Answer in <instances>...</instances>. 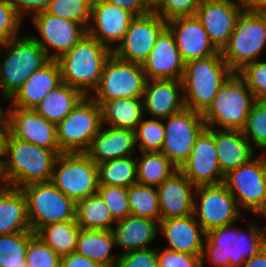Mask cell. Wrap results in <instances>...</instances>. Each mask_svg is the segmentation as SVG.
Here are the masks:
<instances>
[{
    "instance_id": "1",
    "label": "cell",
    "mask_w": 266,
    "mask_h": 267,
    "mask_svg": "<svg viewBox=\"0 0 266 267\" xmlns=\"http://www.w3.org/2000/svg\"><path fill=\"white\" fill-rule=\"evenodd\" d=\"M57 156L55 151L14 138L8 132L0 160L4 186L21 189L51 181Z\"/></svg>"
},
{
    "instance_id": "2",
    "label": "cell",
    "mask_w": 266,
    "mask_h": 267,
    "mask_svg": "<svg viewBox=\"0 0 266 267\" xmlns=\"http://www.w3.org/2000/svg\"><path fill=\"white\" fill-rule=\"evenodd\" d=\"M232 225L217 227L205 232L201 267L204 258L215 267H242L246 260L266 246V226L262 229L250 222L249 233Z\"/></svg>"
},
{
    "instance_id": "3",
    "label": "cell",
    "mask_w": 266,
    "mask_h": 267,
    "mask_svg": "<svg viewBox=\"0 0 266 267\" xmlns=\"http://www.w3.org/2000/svg\"><path fill=\"white\" fill-rule=\"evenodd\" d=\"M111 49L87 33L56 61L62 82L79 90L84 96L95 90ZM91 89V90H90Z\"/></svg>"
},
{
    "instance_id": "4",
    "label": "cell",
    "mask_w": 266,
    "mask_h": 267,
    "mask_svg": "<svg viewBox=\"0 0 266 267\" xmlns=\"http://www.w3.org/2000/svg\"><path fill=\"white\" fill-rule=\"evenodd\" d=\"M233 73L220 50L209 57L186 62L181 79L185 108L203 113Z\"/></svg>"
},
{
    "instance_id": "5",
    "label": "cell",
    "mask_w": 266,
    "mask_h": 267,
    "mask_svg": "<svg viewBox=\"0 0 266 267\" xmlns=\"http://www.w3.org/2000/svg\"><path fill=\"white\" fill-rule=\"evenodd\" d=\"M1 46H6L7 51L0 62V89L4 100H9L28 77L50 59L30 35L2 42Z\"/></svg>"
},
{
    "instance_id": "6",
    "label": "cell",
    "mask_w": 266,
    "mask_h": 267,
    "mask_svg": "<svg viewBox=\"0 0 266 267\" xmlns=\"http://www.w3.org/2000/svg\"><path fill=\"white\" fill-rule=\"evenodd\" d=\"M256 101L245 81L233 73L202 113L206 128H213L217 124L223 129L242 130Z\"/></svg>"
},
{
    "instance_id": "7",
    "label": "cell",
    "mask_w": 266,
    "mask_h": 267,
    "mask_svg": "<svg viewBox=\"0 0 266 267\" xmlns=\"http://www.w3.org/2000/svg\"><path fill=\"white\" fill-rule=\"evenodd\" d=\"M266 46V14L247 8L238 16L235 28L221 54L228 67L237 73L245 65L256 61Z\"/></svg>"
},
{
    "instance_id": "8",
    "label": "cell",
    "mask_w": 266,
    "mask_h": 267,
    "mask_svg": "<svg viewBox=\"0 0 266 267\" xmlns=\"http://www.w3.org/2000/svg\"><path fill=\"white\" fill-rule=\"evenodd\" d=\"M51 182L75 202L97 194V164L85 152L61 153L55 160Z\"/></svg>"
},
{
    "instance_id": "9",
    "label": "cell",
    "mask_w": 266,
    "mask_h": 267,
    "mask_svg": "<svg viewBox=\"0 0 266 267\" xmlns=\"http://www.w3.org/2000/svg\"><path fill=\"white\" fill-rule=\"evenodd\" d=\"M27 201L31 230L65 220H75L76 202L51 181L33 183L21 188Z\"/></svg>"
},
{
    "instance_id": "10",
    "label": "cell",
    "mask_w": 266,
    "mask_h": 267,
    "mask_svg": "<svg viewBox=\"0 0 266 267\" xmlns=\"http://www.w3.org/2000/svg\"><path fill=\"white\" fill-rule=\"evenodd\" d=\"M84 96L71 112L56 124L57 140L63 153L86 152L102 126L100 106Z\"/></svg>"
},
{
    "instance_id": "11",
    "label": "cell",
    "mask_w": 266,
    "mask_h": 267,
    "mask_svg": "<svg viewBox=\"0 0 266 267\" xmlns=\"http://www.w3.org/2000/svg\"><path fill=\"white\" fill-rule=\"evenodd\" d=\"M146 81L142 65L110 55L91 98L95 102L124 98L142 99Z\"/></svg>"
},
{
    "instance_id": "12",
    "label": "cell",
    "mask_w": 266,
    "mask_h": 267,
    "mask_svg": "<svg viewBox=\"0 0 266 267\" xmlns=\"http://www.w3.org/2000/svg\"><path fill=\"white\" fill-rule=\"evenodd\" d=\"M253 159L224 175L223 184L239 208L260 216L266 209V156Z\"/></svg>"
},
{
    "instance_id": "13",
    "label": "cell",
    "mask_w": 266,
    "mask_h": 267,
    "mask_svg": "<svg viewBox=\"0 0 266 267\" xmlns=\"http://www.w3.org/2000/svg\"><path fill=\"white\" fill-rule=\"evenodd\" d=\"M195 191L193 215L198 216L196 220L205 232L234 225L237 219L245 215L223 183L197 186ZM198 198L199 201L196 200Z\"/></svg>"
},
{
    "instance_id": "14",
    "label": "cell",
    "mask_w": 266,
    "mask_h": 267,
    "mask_svg": "<svg viewBox=\"0 0 266 267\" xmlns=\"http://www.w3.org/2000/svg\"><path fill=\"white\" fill-rule=\"evenodd\" d=\"M166 27L167 21L153 10L147 14L135 16L127 32L118 41L121 43L111 48V55L143 65L158 36Z\"/></svg>"
},
{
    "instance_id": "15",
    "label": "cell",
    "mask_w": 266,
    "mask_h": 267,
    "mask_svg": "<svg viewBox=\"0 0 266 267\" xmlns=\"http://www.w3.org/2000/svg\"><path fill=\"white\" fill-rule=\"evenodd\" d=\"M164 123V142L160 150L178 169L189 157L197 136L206 127L202 113L184 108Z\"/></svg>"
},
{
    "instance_id": "16",
    "label": "cell",
    "mask_w": 266,
    "mask_h": 267,
    "mask_svg": "<svg viewBox=\"0 0 266 267\" xmlns=\"http://www.w3.org/2000/svg\"><path fill=\"white\" fill-rule=\"evenodd\" d=\"M31 16L42 39L34 35L30 36L43 48L49 59L57 60L87 33V29L82 24L50 15L45 11ZM50 47L54 48L53 50L56 49L53 54L49 50Z\"/></svg>"
},
{
    "instance_id": "17",
    "label": "cell",
    "mask_w": 266,
    "mask_h": 267,
    "mask_svg": "<svg viewBox=\"0 0 266 267\" xmlns=\"http://www.w3.org/2000/svg\"><path fill=\"white\" fill-rule=\"evenodd\" d=\"M214 128H204L197 136L192 151L179 170L197 186L223 183L214 138Z\"/></svg>"
},
{
    "instance_id": "18",
    "label": "cell",
    "mask_w": 266,
    "mask_h": 267,
    "mask_svg": "<svg viewBox=\"0 0 266 267\" xmlns=\"http://www.w3.org/2000/svg\"><path fill=\"white\" fill-rule=\"evenodd\" d=\"M8 132L19 140L55 151L60 150L56 124L48 121L34 109H7Z\"/></svg>"
},
{
    "instance_id": "19",
    "label": "cell",
    "mask_w": 266,
    "mask_h": 267,
    "mask_svg": "<svg viewBox=\"0 0 266 267\" xmlns=\"http://www.w3.org/2000/svg\"><path fill=\"white\" fill-rule=\"evenodd\" d=\"M245 8L233 0H202L195 16L218 50L228 43L236 20Z\"/></svg>"
},
{
    "instance_id": "20",
    "label": "cell",
    "mask_w": 266,
    "mask_h": 267,
    "mask_svg": "<svg viewBox=\"0 0 266 267\" xmlns=\"http://www.w3.org/2000/svg\"><path fill=\"white\" fill-rule=\"evenodd\" d=\"M183 61L206 58L219 50L210 41L199 19L193 16L177 17L167 21Z\"/></svg>"
},
{
    "instance_id": "21",
    "label": "cell",
    "mask_w": 266,
    "mask_h": 267,
    "mask_svg": "<svg viewBox=\"0 0 266 267\" xmlns=\"http://www.w3.org/2000/svg\"><path fill=\"white\" fill-rule=\"evenodd\" d=\"M134 17L107 0H92L90 20L93 24L88 25L87 34L111 49L127 32Z\"/></svg>"
},
{
    "instance_id": "22",
    "label": "cell",
    "mask_w": 266,
    "mask_h": 267,
    "mask_svg": "<svg viewBox=\"0 0 266 267\" xmlns=\"http://www.w3.org/2000/svg\"><path fill=\"white\" fill-rule=\"evenodd\" d=\"M142 67L147 80L182 79L185 62L179 54L173 34L167 27L158 36Z\"/></svg>"
},
{
    "instance_id": "23",
    "label": "cell",
    "mask_w": 266,
    "mask_h": 267,
    "mask_svg": "<svg viewBox=\"0 0 266 267\" xmlns=\"http://www.w3.org/2000/svg\"><path fill=\"white\" fill-rule=\"evenodd\" d=\"M156 188L161 220L193 214L196 187L179 169Z\"/></svg>"
},
{
    "instance_id": "24",
    "label": "cell",
    "mask_w": 266,
    "mask_h": 267,
    "mask_svg": "<svg viewBox=\"0 0 266 267\" xmlns=\"http://www.w3.org/2000/svg\"><path fill=\"white\" fill-rule=\"evenodd\" d=\"M179 88L182 89V81L178 79L147 80L142 96L144 111L158 119L179 113L185 108Z\"/></svg>"
},
{
    "instance_id": "25",
    "label": "cell",
    "mask_w": 266,
    "mask_h": 267,
    "mask_svg": "<svg viewBox=\"0 0 266 267\" xmlns=\"http://www.w3.org/2000/svg\"><path fill=\"white\" fill-rule=\"evenodd\" d=\"M62 83L60 67L50 59L37 69L9 99L12 108L36 109L39 103L55 87Z\"/></svg>"
},
{
    "instance_id": "26",
    "label": "cell",
    "mask_w": 266,
    "mask_h": 267,
    "mask_svg": "<svg viewBox=\"0 0 266 267\" xmlns=\"http://www.w3.org/2000/svg\"><path fill=\"white\" fill-rule=\"evenodd\" d=\"M193 214L185 217L162 219L159 231L168 239L167 249L190 254L202 255L205 231Z\"/></svg>"
},
{
    "instance_id": "27",
    "label": "cell",
    "mask_w": 266,
    "mask_h": 267,
    "mask_svg": "<svg viewBox=\"0 0 266 267\" xmlns=\"http://www.w3.org/2000/svg\"><path fill=\"white\" fill-rule=\"evenodd\" d=\"M135 130L101 126L85 152L96 164L135 153Z\"/></svg>"
},
{
    "instance_id": "28",
    "label": "cell",
    "mask_w": 266,
    "mask_h": 267,
    "mask_svg": "<svg viewBox=\"0 0 266 267\" xmlns=\"http://www.w3.org/2000/svg\"><path fill=\"white\" fill-rule=\"evenodd\" d=\"M115 225L112 228L115 245L125 249L122 253L150 248L149 243L159 232L158 221L132 214L116 221Z\"/></svg>"
},
{
    "instance_id": "29",
    "label": "cell",
    "mask_w": 266,
    "mask_h": 267,
    "mask_svg": "<svg viewBox=\"0 0 266 267\" xmlns=\"http://www.w3.org/2000/svg\"><path fill=\"white\" fill-rule=\"evenodd\" d=\"M213 138L218 154L222 175L247 163L255 155L250 143L241 130H213Z\"/></svg>"
},
{
    "instance_id": "30",
    "label": "cell",
    "mask_w": 266,
    "mask_h": 267,
    "mask_svg": "<svg viewBox=\"0 0 266 267\" xmlns=\"http://www.w3.org/2000/svg\"><path fill=\"white\" fill-rule=\"evenodd\" d=\"M32 231L27 212V201L21 189L0 188V235Z\"/></svg>"
},
{
    "instance_id": "31",
    "label": "cell",
    "mask_w": 266,
    "mask_h": 267,
    "mask_svg": "<svg viewBox=\"0 0 266 267\" xmlns=\"http://www.w3.org/2000/svg\"><path fill=\"white\" fill-rule=\"evenodd\" d=\"M115 239L112 230H89L80 228L76 252L102 267H115L118 256L111 255Z\"/></svg>"
},
{
    "instance_id": "32",
    "label": "cell",
    "mask_w": 266,
    "mask_h": 267,
    "mask_svg": "<svg viewBox=\"0 0 266 267\" xmlns=\"http://www.w3.org/2000/svg\"><path fill=\"white\" fill-rule=\"evenodd\" d=\"M101 108L102 125L108 123L115 128L135 130L143 119V100L124 98L96 102Z\"/></svg>"
},
{
    "instance_id": "33",
    "label": "cell",
    "mask_w": 266,
    "mask_h": 267,
    "mask_svg": "<svg viewBox=\"0 0 266 267\" xmlns=\"http://www.w3.org/2000/svg\"><path fill=\"white\" fill-rule=\"evenodd\" d=\"M84 95L65 83L51 90L34 109L48 121L57 124L82 100Z\"/></svg>"
},
{
    "instance_id": "34",
    "label": "cell",
    "mask_w": 266,
    "mask_h": 267,
    "mask_svg": "<svg viewBox=\"0 0 266 267\" xmlns=\"http://www.w3.org/2000/svg\"><path fill=\"white\" fill-rule=\"evenodd\" d=\"M80 228L75 220H65L40 227L35 235L62 257L76 250Z\"/></svg>"
},
{
    "instance_id": "35",
    "label": "cell",
    "mask_w": 266,
    "mask_h": 267,
    "mask_svg": "<svg viewBox=\"0 0 266 267\" xmlns=\"http://www.w3.org/2000/svg\"><path fill=\"white\" fill-rule=\"evenodd\" d=\"M75 221L82 229L89 230H112V223H116L98 194L76 201Z\"/></svg>"
},
{
    "instance_id": "36",
    "label": "cell",
    "mask_w": 266,
    "mask_h": 267,
    "mask_svg": "<svg viewBox=\"0 0 266 267\" xmlns=\"http://www.w3.org/2000/svg\"><path fill=\"white\" fill-rule=\"evenodd\" d=\"M137 163V183L146 186H159L178 168L161 152L143 151Z\"/></svg>"
},
{
    "instance_id": "37",
    "label": "cell",
    "mask_w": 266,
    "mask_h": 267,
    "mask_svg": "<svg viewBox=\"0 0 266 267\" xmlns=\"http://www.w3.org/2000/svg\"><path fill=\"white\" fill-rule=\"evenodd\" d=\"M99 185L128 188L137 183V162L131 156L97 164Z\"/></svg>"
},
{
    "instance_id": "38",
    "label": "cell",
    "mask_w": 266,
    "mask_h": 267,
    "mask_svg": "<svg viewBox=\"0 0 266 267\" xmlns=\"http://www.w3.org/2000/svg\"><path fill=\"white\" fill-rule=\"evenodd\" d=\"M155 186L133 184L127 188L128 202L132 215L160 222L161 212L158 191Z\"/></svg>"
},
{
    "instance_id": "39",
    "label": "cell",
    "mask_w": 266,
    "mask_h": 267,
    "mask_svg": "<svg viewBox=\"0 0 266 267\" xmlns=\"http://www.w3.org/2000/svg\"><path fill=\"white\" fill-rule=\"evenodd\" d=\"M33 231L0 235V267H25L29 240Z\"/></svg>"
},
{
    "instance_id": "40",
    "label": "cell",
    "mask_w": 266,
    "mask_h": 267,
    "mask_svg": "<svg viewBox=\"0 0 266 267\" xmlns=\"http://www.w3.org/2000/svg\"><path fill=\"white\" fill-rule=\"evenodd\" d=\"M92 0H50L45 12L83 25L90 24Z\"/></svg>"
},
{
    "instance_id": "41",
    "label": "cell",
    "mask_w": 266,
    "mask_h": 267,
    "mask_svg": "<svg viewBox=\"0 0 266 267\" xmlns=\"http://www.w3.org/2000/svg\"><path fill=\"white\" fill-rule=\"evenodd\" d=\"M241 131L254 151L250 139L256 147L266 149V101L257 100L253 104Z\"/></svg>"
},
{
    "instance_id": "42",
    "label": "cell",
    "mask_w": 266,
    "mask_h": 267,
    "mask_svg": "<svg viewBox=\"0 0 266 267\" xmlns=\"http://www.w3.org/2000/svg\"><path fill=\"white\" fill-rule=\"evenodd\" d=\"M160 120V121H159ZM148 119L143 120L135 129L136 145L141 152L154 151L160 152L164 142V123L163 119Z\"/></svg>"
},
{
    "instance_id": "43",
    "label": "cell",
    "mask_w": 266,
    "mask_h": 267,
    "mask_svg": "<svg viewBox=\"0 0 266 267\" xmlns=\"http://www.w3.org/2000/svg\"><path fill=\"white\" fill-rule=\"evenodd\" d=\"M97 194L111 211L115 221L124 219L131 214L127 188L121 186L99 185Z\"/></svg>"
},
{
    "instance_id": "44",
    "label": "cell",
    "mask_w": 266,
    "mask_h": 267,
    "mask_svg": "<svg viewBox=\"0 0 266 267\" xmlns=\"http://www.w3.org/2000/svg\"><path fill=\"white\" fill-rule=\"evenodd\" d=\"M61 257L37 235L28 243L26 263L28 267H60Z\"/></svg>"
},
{
    "instance_id": "45",
    "label": "cell",
    "mask_w": 266,
    "mask_h": 267,
    "mask_svg": "<svg viewBox=\"0 0 266 267\" xmlns=\"http://www.w3.org/2000/svg\"><path fill=\"white\" fill-rule=\"evenodd\" d=\"M237 74L245 81L256 100L266 101V62L258 59L248 63Z\"/></svg>"
},
{
    "instance_id": "46",
    "label": "cell",
    "mask_w": 266,
    "mask_h": 267,
    "mask_svg": "<svg viewBox=\"0 0 266 267\" xmlns=\"http://www.w3.org/2000/svg\"><path fill=\"white\" fill-rule=\"evenodd\" d=\"M202 0H162L153 11L165 21L195 15Z\"/></svg>"
},
{
    "instance_id": "47",
    "label": "cell",
    "mask_w": 266,
    "mask_h": 267,
    "mask_svg": "<svg viewBox=\"0 0 266 267\" xmlns=\"http://www.w3.org/2000/svg\"><path fill=\"white\" fill-rule=\"evenodd\" d=\"M22 19L8 0H0V43L18 37Z\"/></svg>"
},
{
    "instance_id": "48",
    "label": "cell",
    "mask_w": 266,
    "mask_h": 267,
    "mask_svg": "<svg viewBox=\"0 0 266 267\" xmlns=\"http://www.w3.org/2000/svg\"><path fill=\"white\" fill-rule=\"evenodd\" d=\"M115 267H158V249L146 248L120 253Z\"/></svg>"
},
{
    "instance_id": "49",
    "label": "cell",
    "mask_w": 266,
    "mask_h": 267,
    "mask_svg": "<svg viewBox=\"0 0 266 267\" xmlns=\"http://www.w3.org/2000/svg\"><path fill=\"white\" fill-rule=\"evenodd\" d=\"M201 256L158 248V267H201Z\"/></svg>"
},
{
    "instance_id": "50",
    "label": "cell",
    "mask_w": 266,
    "mask_h": 267,
    "mask_svg": "<svg viewBox=\"0 0 266 267\" xmlns=\"http://www.w3.org/2000/svg\"><path fill=\"white\" fill-rule=\"evenodd\" d=\"M49 1L50 0H8L21 18L29 12L33 15L45 11Z\"/></svg>"
},
{
    "instance_id": "51",
    "label": "cell",
    "mask_w": 266,
    "mask_h": 267,
    "mask_svg": "<svg viewBox=\"0 0 266 267\" xmlns=\"http://www.w3.org/2000/svg\"><path fill=\"white\" fill-rule=\"evenodd\" d=\"M121 9L131 12L134 16H141L152 11L144 0H107Z\"/></svg>"
},
{
    "instance_id": "52",
    "label": "cell",
    "mask_w": 266,
    "mask_h": 267,
    "mask_svg": "<svg viewBox=\"0 0 266 267\" xmlns=\"http://www.w3.org/2000/svg\"><path fill=\"white\" fill-rule=\"evenodd\" d=\"M60 267H102V266L74 251L73 253L61 257Z\"/></svg>"
},
{
    "instance_id": "53",
    "label": "cell",
    "mask_w": 266,
    "mask_h": 267,
    "mask_svg": "<svg viewBox=\"0 0 266 267\" xmlns=\"http://www.w3.org/2000/svg\"><path fill=\"white\" fill-rule=\"evenodd\" d=\"M243 264L242 267H266V246Z\"/></svg>"
},
{
    "instance_id": "54",
    "label": "cell",
    "mask_w": 266,
    "mask_h": 267,
    "mask_svg": "<svg viewBox=\"0 0 266 267\" xmlns=\"http://www.w3.org/2000/svg\"><path fill=\"white\" fill-rule=\"evenodd\" d=\"M247 9L254 13L266 14V0H254Z\"/></svg>"
},
{
    "instance_id": "55",
    "label": "cell",
    "mask_w": 266,
    "mask_h": 267,
    "mask_svg": "<svg viewBox=\"0 0 266 267\" xmlns=\"http://www.w3.org/2000/svg\"><path fill=\"white\" fill-rule=\"evenodd\" d=\"M0 124H8L7 113L2 109L0 105Z\"/></svg>"
},
{
    "instance_id": "56",
    "label": "cell",
    "mask_w": 266,
    "mask_h": 267,
    "mask_svg": "<svg viewBox=\"0 0 266 267\" xmlns=\"http://www.w3.org/2000/svg\"><path fill=\"white\" fill-rule=\"evenodd\" d=\"M144 1L153 10L162 0H144Z\"/></svg>"
},
{
    "instance_id": "57",
    "label": "cell",
    "mask_w": 266,
    "mask_h": 267,
    "mask_svg": "<svg viewBox=\"0 0 266 267\" xmlns=\"http://www.w3.org/2000/svg\"><path fill=\"white\" fill-rule=\"evenodd\" d=\"M254 0H238V4L243 6L245 9L248 8Z\"/></svg>"
},
{
    "instance_id": "58",
    "label": "cell",
    "mask_w": 266,
    "mask_h": 267,
    "mask_svg": "<svg viewBox=\"0 0 266 267\" xmlns=\"http://www.w3.org/2000/svg\"><path fill=\"white\" fill-rule=\"evenodd\" d=\"M261 215H264L266 217V209L260 214Z\"/></svg>"
}]
</instances>
